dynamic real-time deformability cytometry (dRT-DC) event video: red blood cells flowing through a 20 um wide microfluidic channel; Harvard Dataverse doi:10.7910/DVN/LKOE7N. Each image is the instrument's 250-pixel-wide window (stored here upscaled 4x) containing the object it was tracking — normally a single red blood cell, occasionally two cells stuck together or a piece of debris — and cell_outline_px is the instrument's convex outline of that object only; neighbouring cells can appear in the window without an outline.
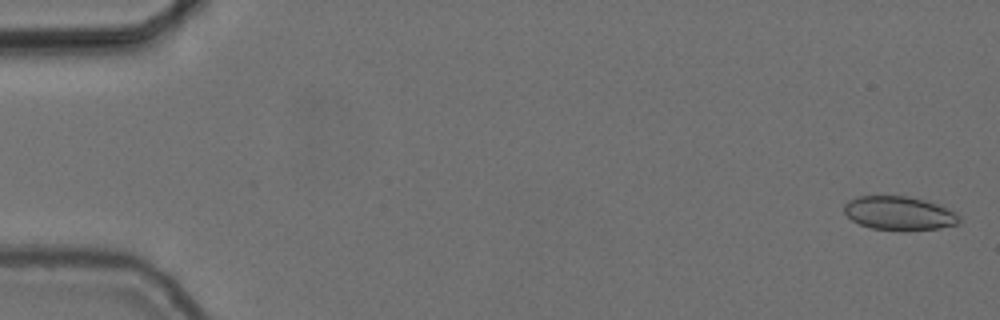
{"species": "common noctule bat (a hibernating species)", "species_latin": "Nyctalus noctula", "temperature_condition": "cold", "stored_images_in_passage": 56, "camera_frame_rate_fps": 3000, "um_per_image_px": 0.085, "animal": {"sex": "female", "body_mass_g": 24.6, "forearm_length_mm": 56.2}, "frame": {"image": 1, "passage_image": 2, "time_ms": 0.333, "image_size_px": [1000, 320], "cell_outline_px": [[960, 220], [956, 224], [940, 228], [904, 232], [872, 228], [860, 224], [852, 220], [844, 212], [844, 204], [848, 200], [860, 196], [908, 196], [924, 200], [936, 204], [960, 216]], "centroid_in_image_um": [76.39, 18.14], "position_along_channel_um": 8.6, "area_um2": 22.66}}
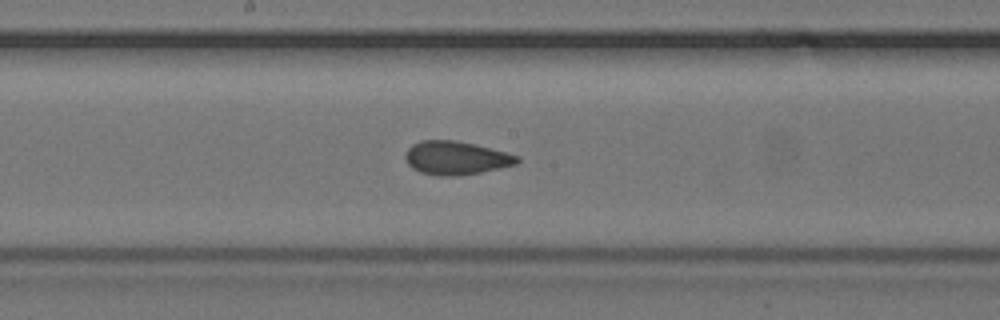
{"frame": {"image": 2, "passage_image": 30, "time_ms": 9.667, "image_size_px": [1000, 320], "cell_outline_px": [[520, 160], [516, 164], [480, 172], [456, 176], [436, 176], [420, 172], [412, 168], [408, 164], [404, 156], [408, 148], [412, 144], [420, 140], [456, 140], [476, 144], [520, 156]], "centroid_in_image_um": [38.73, 13.42], "position_along_channel_um": 209.5, "area_um2": 21.91}}
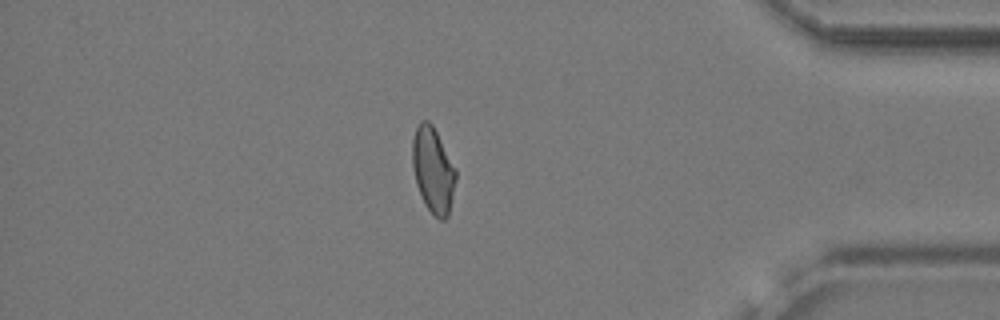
{"frame": {"image": 3, "passage_image": 48, "time_ms": 15.667, "image_size_px": [1000, 320], "cell_outline_px": [[456, 180], [448, 216], [444, 220], [440, 220], [424, 204], [416, 184], [412, 164], [412, 140], [416, 128], [420, 120], [428, 120], [432, 124], [456, 168]], "centroid_in_image_um": [36.8, 14.44], "position_along_channel_um": 398.4, "area_um2": 21.62}, "authors_computed_cell_mechanics": {"area_um2": 22.0218, "velocity_mm_per_s": 3.7243, "shape_relaxation_time_tau1_ms": null, "shape_relaxation_time_tau2_ms": 1.4865, "deformation_change_tau1": null, "deformation_change_tau2": 0.0665}}